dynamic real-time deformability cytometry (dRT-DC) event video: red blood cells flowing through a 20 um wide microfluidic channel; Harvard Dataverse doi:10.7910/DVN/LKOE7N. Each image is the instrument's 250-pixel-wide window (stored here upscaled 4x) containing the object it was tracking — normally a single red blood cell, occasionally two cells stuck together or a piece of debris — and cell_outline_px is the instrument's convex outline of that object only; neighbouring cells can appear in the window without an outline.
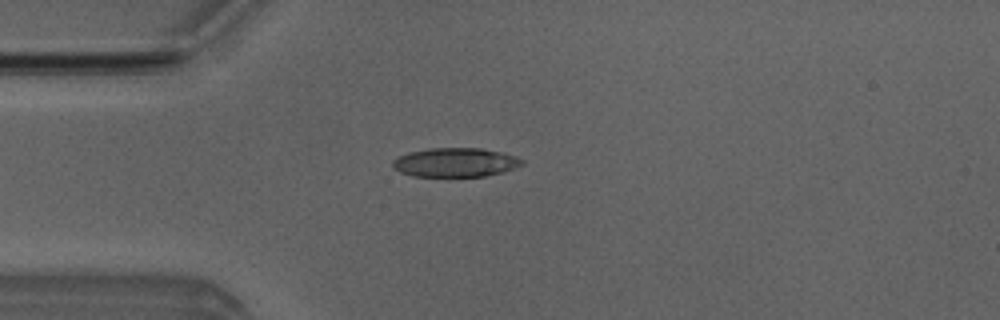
{"species": "Egyptian fruit bat (a non-hibernating species)", "species_latin": "Rousettus aegyptiacus", "temperature_condition": "room temperature", "stored_images_in_passage": 51, "camera_frame_rate_fps": 3000, "um_per_image_px": 0.085, "animal": {"sex": "male"}, "frame": {"image": 1, "passage_image": 13, "time_ms": 4.0, "image_size_px": [1000, 320], "cell_outline_px": [[524, 164], [504, 172], [484, 176], [412, 176], [400, 172], [392, 168], [392, 160], [408, 152], [428, 148], [480, 148], [500, 152], [516, 156], [524, 160]], "centroid_in_image_um": [38.69, 13.8], "position_along_channel_um": 46.3, "area_um2": 21.96}}
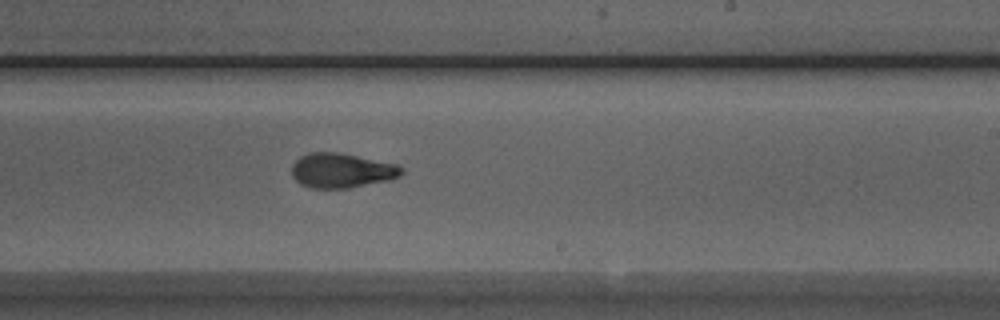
{"frame": {"image": 2, "passage_image": 30, "time_ms": 9.667, "image_size_px": [1000, 320], "cell_outline_px": [[404, 172], [400, 176], [388, 180], [348, 188], [312, 188], [300, 184], [292, 176], [292, 164], [300, 156], [308, 152], [340, 152], [396, 164], [404, 168]], "centroid_in_image_um": [29.03, 14.48], "position_along_channel_um": 260.0, "area_um2": 22.25}}
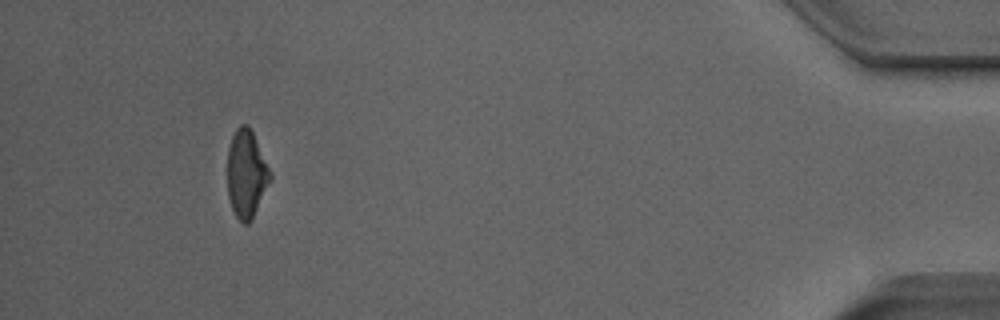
{"frame": {"image": 3, "passage_image": 47, "time_ms": 15.333, "image_size_px": [1000, 320], "cell_outline_px": [[272, 180], [252, 220], [248, 224], [244, 224], [236, 216], [232, 208], [228, 196], [228, 148], [232, 136], [236, 128], [240, 124], [248, 124], [272, 172]], "centroid_in_image_um": [20.97, 14.79], "position_along_channel_um": 414.2, "area_um2": 22.08}, "authors_computed_cell_mechanics": {"area_um2": 22.4842, "velocity_mm_per_s": 4.0048, "shape_relaxation_time_tau1_ms": 4.3511, "shape_relaxation_time_tau2_ms": 1.3204, "deformation_change_tau1": 0.1888, "deformation_change_tau2": 0.0796}}